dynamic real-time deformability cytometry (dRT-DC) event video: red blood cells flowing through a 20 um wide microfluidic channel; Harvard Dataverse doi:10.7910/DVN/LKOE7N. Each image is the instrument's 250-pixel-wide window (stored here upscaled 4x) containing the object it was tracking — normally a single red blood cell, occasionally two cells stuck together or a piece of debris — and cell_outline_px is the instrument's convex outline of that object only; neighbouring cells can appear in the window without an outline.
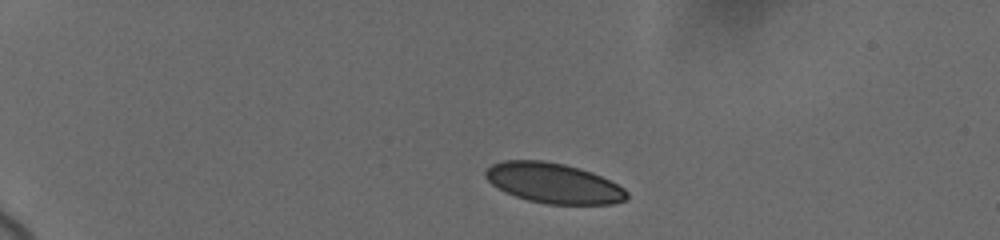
{"species": "human", "species_latin": "Homo sapiens", "temperature_condition": "cold", "stored_images_in_passage": 38, "camera_frame_rate_fps": 3000, "um_per_image_px": 0.085, "donor": {"sex": "female"}, "frame": {"image": 1, "passage_image": 1, "time_ms": 0.0, "image_size_px": [1000, 240], "cell_outline_px": [[628, 200], [612, 204], [548, 204], [528, 200], [504, 192], [492, 184], [484, 176], [484, 172], [492, 164], [504, 160], [544, 160], [564, 164], [580, 168], [592, 172], [624, 188], [628, 192]], "centroid_in_image_um": [47.05, 15.56], "position_along_channel_um": 38.0, "area_um2": 33.12}}
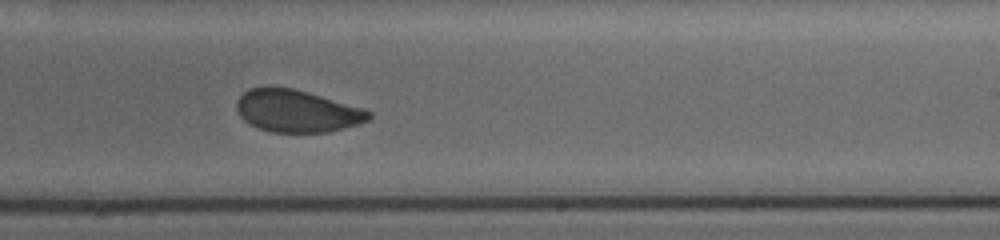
{"frame": {"image": 2, "passage_image": 19, "time_ms": 8.333, "image_size_px": [1000, 240], "cell_outline_px": [[372, 116], [368, 120], [344, 128], [328, 132], [272, 132], [256, 128], [244, 120], [240, 116], [236, 108], [236, 100], [248, 88], [292, 88], [308, 92], [364, 108], [372, 112]], "centroid_in_image_um": [25.23, 9.44], "position_along_channel_um": 263.8, "area_um2": 32.43}}
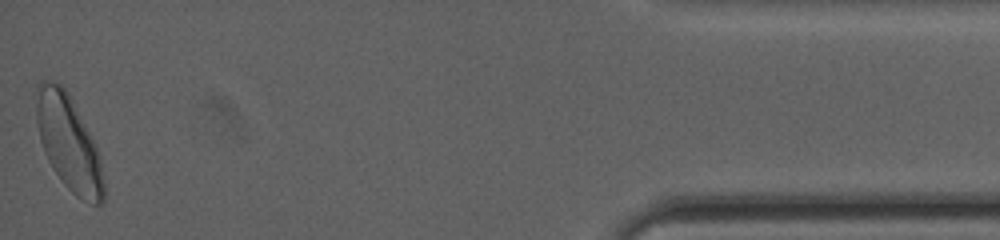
{"frame": {"image": 3, "passage_image": 38, "time_ms": 14.667, "image_size_px": [1000, 240], "cell_outline_px": [[104, 204], [96, 204], [84, 200], [76, 196], [60, 180], [52, 168], [44, 152], [40, 140], [36, 124], [36, 88], [40, 80], [44, 80], [60, 84], [68, 92], [96, 144], [100, 156], [104, 184]], "centroid_in_image_um": [5.83, 12.14], "position_along_channel_um": 429.4, "area_um2": 37.4}, "authors_computed_cell_mechanics": {"area_um2": 34.0731, "velocity_mm_per_s": 3.6588, "shape_relaxation_time_tau1_ms": 5.221, "shape_relaxation_time_tau2_ms": 0.9992, "deformation_change_tau1": 0.1218, "deformation_change_tau2": 0.0489}}